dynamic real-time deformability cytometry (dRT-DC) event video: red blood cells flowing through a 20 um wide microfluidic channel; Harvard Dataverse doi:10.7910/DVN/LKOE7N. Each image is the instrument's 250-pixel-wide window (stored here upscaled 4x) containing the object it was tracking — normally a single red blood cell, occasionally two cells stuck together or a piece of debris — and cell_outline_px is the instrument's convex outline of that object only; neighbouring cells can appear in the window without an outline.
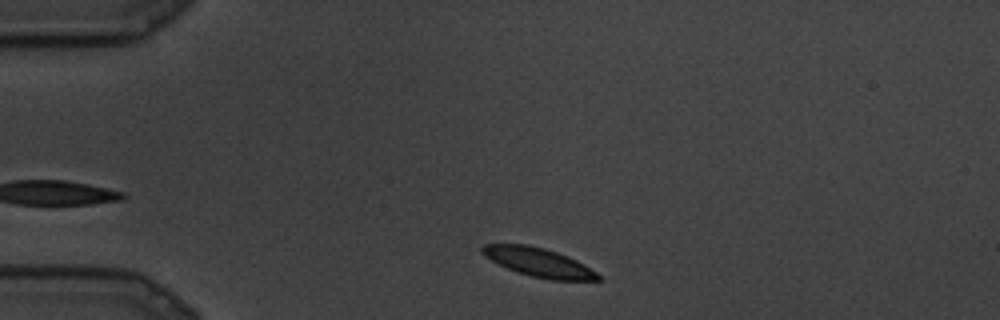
{"species": "common noctule bat (a hibernating species)", "species_latin": "Nyctalus noctula", "temperature_condition": "cold", "stored_images_in_passage": 62, "camera_frame_rate_fps": 3000, "um_per_image_px": 0.085, "animal": {"sex": "male", "body_mass_g": 19.5, "forearm_length_mm": 54.6}, "frame": {"image": 1, "passage_image": 4, "time_ms": 1.0, "image_size_px": [1000, 320], "cell_outline_px": [[604, 280], [552, 280], [532, 276], [516, 272], [484, 256], [480, 252], [480, 248], [484, 244], [528, 244], [544, 248], [568, 256], [584, 264], [596, 272]], "centroid_in_image_um": [45.78, 22.29], "position_along_channel_um": 39.2, "area_um2": 19.36}}
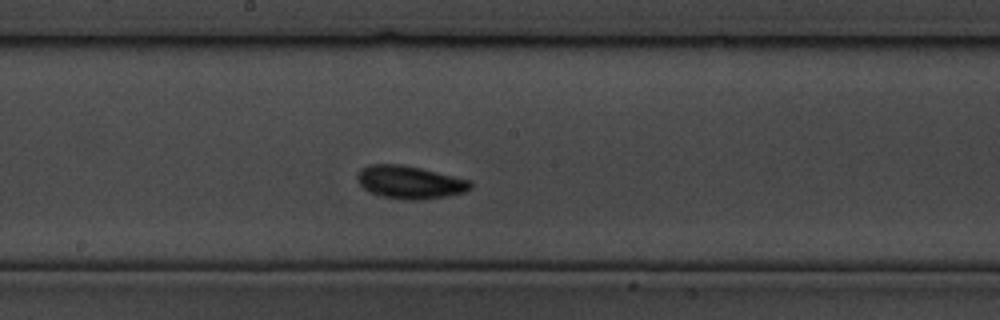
{"frame": {"image": 2, "passage_image": 33, "time_ms": 10.667, "image_size_px": [1000, 320], "cell_outline_px": [[472, 188], [464, 192], [444, 196], [384, 196], [372, 192], [364, 188], [360, 184], [356, 176], [360, 168], [368, 164], [400, 164], [420, 168], [472, 180]], "centroid_in_image_um": [34.82, 15.4], "position_along_channel_um": 213.4, "area_um2": 20.52}}
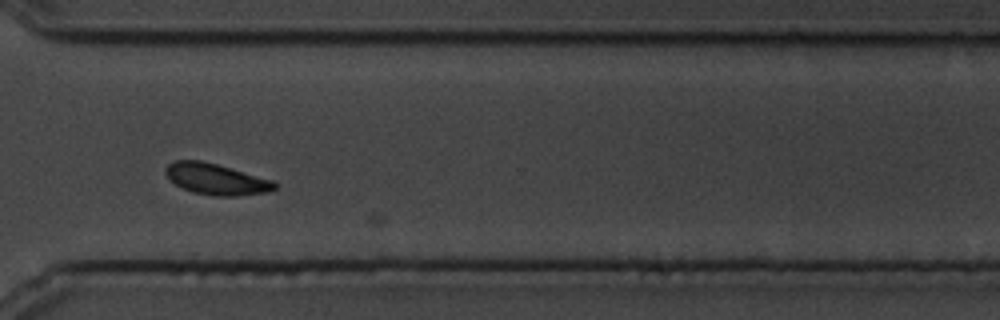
{"frame": {"image": 3, "passage_image": 52, "time_ms": 17.0, "image_size_px": [1000, 320], "cell_outline_px": [[280, 184], [276, 188], [268, 192], [236, 196], [216, 196], [192, 192], [176, 184], [164, 172], [164, 168], [172, 160], [200, 160], [216, 164], [272, 180]], "centroid_in_image_um": [18.38, 15.22], "position_along_channel_um": 352.2, "area_um2": 19.65}}